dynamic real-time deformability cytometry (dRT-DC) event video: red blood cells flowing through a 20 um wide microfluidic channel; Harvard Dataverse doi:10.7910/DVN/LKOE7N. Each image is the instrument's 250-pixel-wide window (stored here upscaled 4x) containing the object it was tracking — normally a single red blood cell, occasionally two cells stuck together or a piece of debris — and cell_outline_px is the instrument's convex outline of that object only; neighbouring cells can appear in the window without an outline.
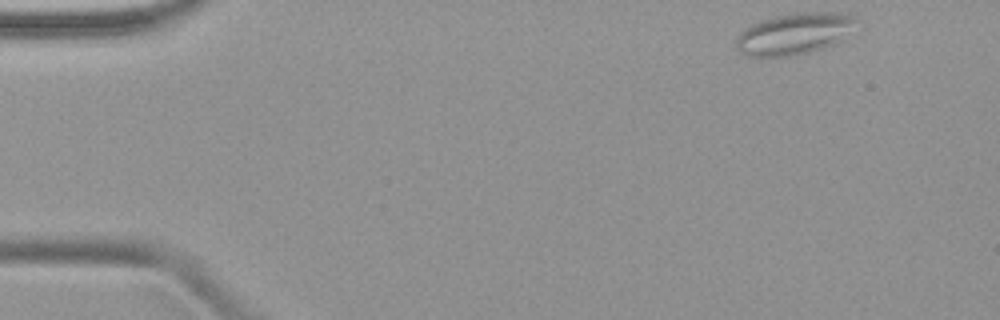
{"species": "common noctule bat (a hibernating species)", "species_latin": "Nyctalus noctula", "temperature_condition": "warm", "stored_images_in_passage": 45, "camera_frame_rate_fps": 3000, "um_per_image_px": 0.085, "animal": {"sex": "female", "body_mass_g": 19.9}, "frame": {"image": 1, "passage_image": 1, "time_ms": 0.0, "image_size_px": [1000, 320], "cell_outline_px": [[860, 20], [836, 44], [812, 52], [796, 56], [748, 56], [740, 52], [736, 48], [736, 36], [744, 28], [760, 20], [776, 16], [800, 12], [848, 12], [856, 16]], "centroid_in_image_um": [67.55, 2.86], "position_along_channel_um": 17.5, "area_um2": 29.48}}
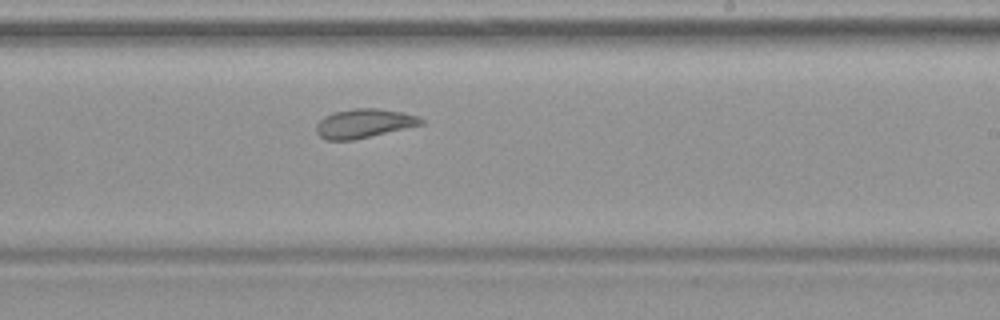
{"frame": {"image": 2, "passage_image": 26, "time_ms": 8.333, "image_size_px": [1000, 320], "cell_outline_px": [[424, 124], [352, 140], [328, 140], [320, 136], [316, 132], [316, 124], [324, 116], [332, 112], [356, 108], [376, 108], [404, 112], [416, 116], [424, 120]], "centroid_in_image_um": [30.92, 10.48], "position_along_channel_um": 258.1, "area_um2": 17.63}}
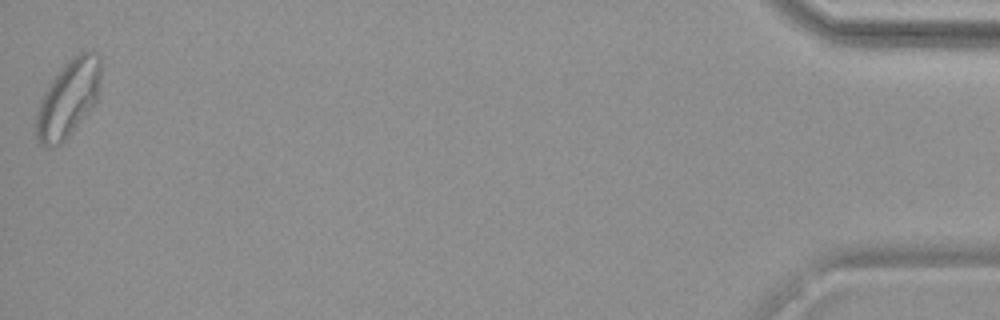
{"frame": {"image": 3, "passage_image": 45, "time_ms": 14.667, "image_size_px": [1000, 320], "cell_outline_px": [[100, 80], [96, 100], [68, 136], [60, 144], [48, 148], [40, 144], [36, 136], [36, 112], [40, 96], [48, 84], [64, 64], [68, 60], [80, 52], [100, 52]], "centroid_in_image_um": [5.76, 8.36], "position_along_channel_um": 429.4, "area_um2": 28.78}}